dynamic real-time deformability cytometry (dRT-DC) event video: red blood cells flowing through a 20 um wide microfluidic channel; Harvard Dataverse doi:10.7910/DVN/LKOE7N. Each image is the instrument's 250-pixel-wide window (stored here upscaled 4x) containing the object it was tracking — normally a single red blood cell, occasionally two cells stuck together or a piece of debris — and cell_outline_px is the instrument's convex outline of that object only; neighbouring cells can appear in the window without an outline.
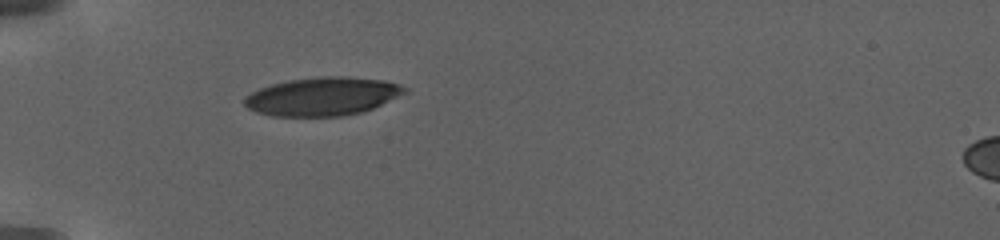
{"species": "human", "species_latin": "Homo sapiens", "temperature_condition": "warm", "stored_images_in_passage": 53, "camera_frame_rate_fps": 3000, "um_per_image_px": 0.085, "donor": {"sex": "female"}, "frame": {"image": 1, "passage_image": 1, "time_ms": 0.0, "image_size_px": [1000, 240], "cell_outline_px": [[408, 92], [372, 108], [360, 112], [340, 116], [272, 116], [256, 112], [248, 108], [244, 104], [244, 96], [260, 88], [272, 84], [288, 80], [320, 76], [348, 76], [384, 80], [400, 84], [408, 88]], "centroid_in_image_um": [27.42, 8.18], "position_along_channel_um": 57.6, "area_um2": 35.89}}
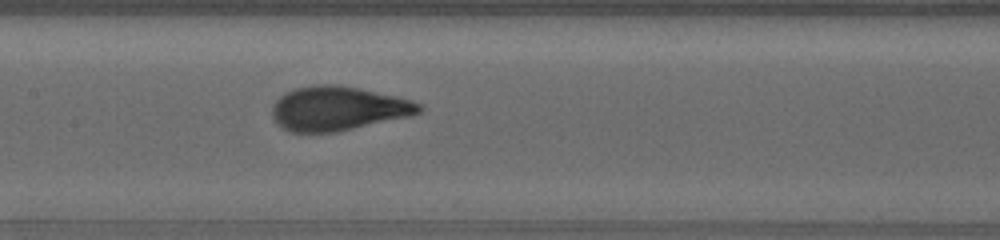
{"frame": {"image": 2, "passage_image": 23, "time_ms": 4.667, "image_size_px": [1000, 240], "cell_outline_px": [[424, 108], [420, 112], [408, 116], [336, 132], [288, 132], [280, 128], [272, 116], [272, 104], [284, 92], [292, 88], [312, 84], [336, 84], [360, 88], [396, 96], [412, 100], [424, 104]], "centroid_in_image_um": [28.69, 9.2], "position_along_channel_um": 178.7, "area_um2": 38.21}}
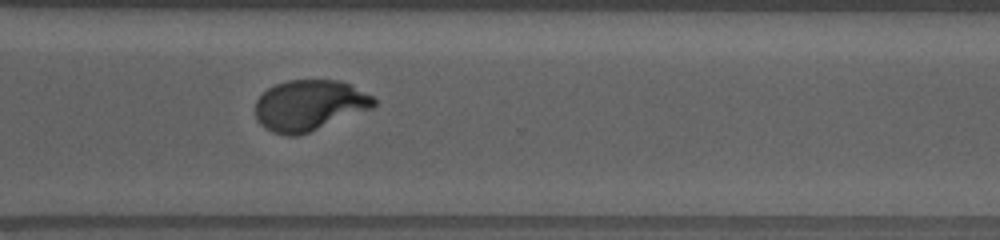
{"frame": {"image": 3, "passage_image": 52, "time_ms": 10.333, "image_size_px": [1000, 240], "cell_outline_px": [[376, 104], [372, 108], [308, 132], [296, 136], [288, 136], [272, 132], [260, 124], [256, 120], [256, 100], [268, 88], [276, 84], [288, 80], [340, 80], [352, 84], [372, 96], [376, 100]], "centroid_in_image_um": [26.29, 8.94], "position_along_channel_um": 344.3, "area_um2": 34.91}}